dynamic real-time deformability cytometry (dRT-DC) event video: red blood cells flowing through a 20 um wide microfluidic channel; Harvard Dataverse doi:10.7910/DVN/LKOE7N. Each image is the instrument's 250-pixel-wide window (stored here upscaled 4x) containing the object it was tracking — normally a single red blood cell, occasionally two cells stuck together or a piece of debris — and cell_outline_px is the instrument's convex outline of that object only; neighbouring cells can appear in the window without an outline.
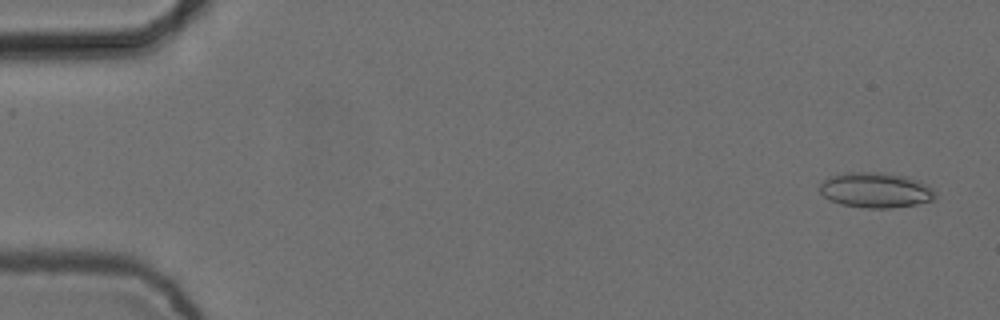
{"species": "common noctule bat (a hibernating species)", "species_latin": "Nyctalus noctula", "temperature_condition": "cold", "stored_images_in_passage": 3, "camera_frame_rate_fps": 3000, "um_per_image_px": 0.085, "animal": {"sex": "female", "body_mass_g": 24.6, "forearm_length_mm": 56.2}, "frame": {"image": 1, "passage_image": 1, "time_ms": 0.0, "image_size_px": [1000, 320], "cell_outline_px": [[936, 196], [932, 200], [916, 204], [888, 208], [864, 208], [840, 204], [828, 200], [820, 192], [820, 184], [828, 176], [848, 172], [884, 172], [904, 176], [916, 180], [932, 188], [936, 192]], "centroid_in_image_um": [74.39, 16.16], "position_along_channel_um": 10.6, "area_um2": 23.76}}